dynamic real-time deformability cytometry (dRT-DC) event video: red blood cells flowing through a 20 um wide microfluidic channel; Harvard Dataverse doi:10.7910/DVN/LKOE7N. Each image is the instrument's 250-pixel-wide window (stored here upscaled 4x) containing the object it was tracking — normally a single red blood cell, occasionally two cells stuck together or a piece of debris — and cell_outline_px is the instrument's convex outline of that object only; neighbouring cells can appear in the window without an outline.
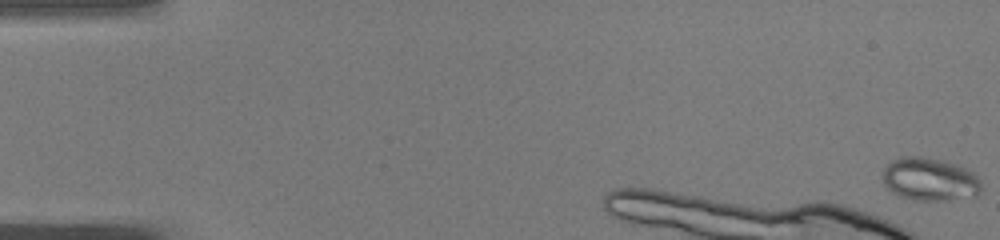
{"species": "common noctule bat (a hibernating species)", "species_latin": "Nyctalus noctula", "temperature_condition": "warm", "stored_images_in_passage": 12, "camera_frame_rate_fps": 3000, "um_per_image_px": 0.085, "animal": {"sex": "male", "body_mass_g": 19.0, "forearm_length_mm": 50.8}, "frame": {"image": 1, "passage_image": 1, "time_ms": 0.0, "image_size_px": [1000, 240], "cell_outline_px": [[980, 192], [976, 196], [948, 200], [916, 200], [900, 196], [884, 188], [884, 168], [892, 160], [900, 156], [920, 156], [944, 160], [956, 164], [972, 172], [980, 180]], "centroid_in_image_um": [79.01, 15.23], "position_along_channel_um": 6.0, "area_um2": 24.8}}